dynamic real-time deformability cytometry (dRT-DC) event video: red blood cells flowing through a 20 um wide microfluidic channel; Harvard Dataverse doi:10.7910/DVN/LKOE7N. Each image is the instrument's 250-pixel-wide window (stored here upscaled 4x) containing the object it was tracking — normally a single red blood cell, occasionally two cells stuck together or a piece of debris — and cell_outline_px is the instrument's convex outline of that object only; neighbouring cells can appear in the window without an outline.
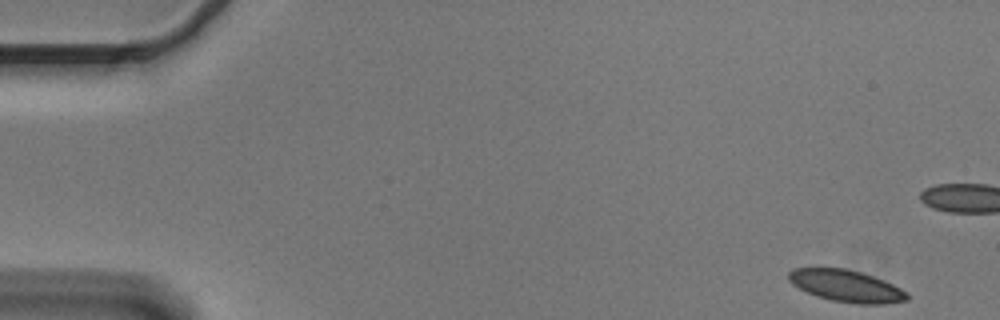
{"species": "Egyptian fruit bat (a non-hibernating species)", "species_latin": "Rousettus aegyptiacus", "temperature_condition": "cold", "stored_images_in_passage": 12, "camera_frame_rate_fps": 3000, "um_per_image_px": 0.085, "animal": {"sex": "male"}, "frame": {"image": 1, "passage_image": 1, "time_ms": 0.0, "image_size_px": [1000, 320], "cell_outline_px": [[908, 300], [884, 304], [856, 304], [832, 300], [816, 296], [792, 284], [788, 280], [788, 272], [792, 268], [844, 268], [860, 272], [884, 280], [908, 292]], "centroid_in_image_um": [71.93, 24.31], "position_along_channel_um": 13.1, "area_um2": 21.96}}